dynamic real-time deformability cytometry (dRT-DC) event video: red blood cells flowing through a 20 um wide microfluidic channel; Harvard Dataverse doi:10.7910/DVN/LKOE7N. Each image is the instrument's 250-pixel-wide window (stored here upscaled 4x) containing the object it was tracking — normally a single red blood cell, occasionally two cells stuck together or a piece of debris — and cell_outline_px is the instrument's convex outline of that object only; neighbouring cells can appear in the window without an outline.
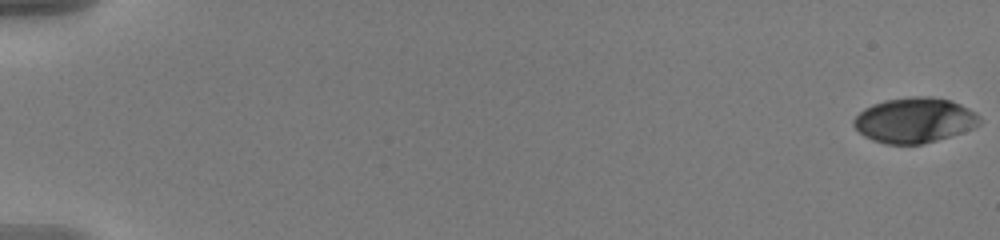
{"species": "human", "species_latin": "Homo sapiens", "temperature_condition": "warm", "stored_images_in_passage": 18, "camera_frame_rate_fps": 3000, "um_per_image_px": 0.085, "donor": {"sex": "male"}, "frame": {"image": 1, "passage_image": 1, "time_ms": 0.0, "image_size_px": [1000, 240], "cell_outline_px": [[984, 120], [980, 124], [972, 128], [924, 144], [884, 144], [872, 140], [864, 136], [852, 124], [852, 120], [864, 108], [872, 104], [884, 100], [908, 96], [932, 96], [952, 100], [976, 112]], "centroid_in_image_um": [77.73, 10.2], "position_along_channel_um": 7.3, "area_um2": 33.41}}
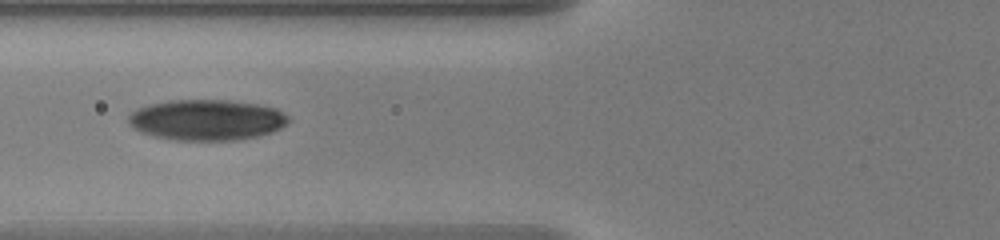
{"frame": {"image": 2, "passage_image": 13, "time_ms": 4.0, "image_size_px": [1000, 240], "cell_outline_px": [[292, 120], [288, 124], [272, 132], [260, 136], [236, 140], [172, 140], [140, 132], [132, 128], [128, 124], [128, 116], [136, 108], [148, 104], [168, 100], [228, 100], [260, 104], [276, 108], [288, 116]], "centroid_in_image_um": [17.58, 10.19], "position_along_channel_um": 108.2, "area_um2": 38.49}}
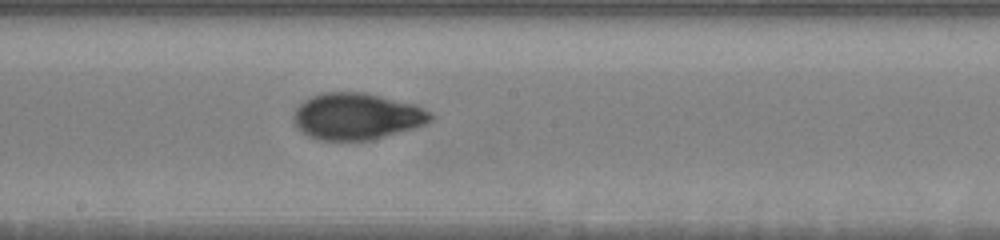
{"frame": {"image": 3, "passage_image": 18, "time_ms": 5.667, "image_size_px": [1000, 240], "cell_outline_px": [[436, 116], [432, 120], [416, 128], [372, 140], [320, 140], [308, 136], [296, 128], [292, 120], [292, 112], [304, 100], [312, 96], [324, 92], [364, 92], [416, 104], [432, 112]], "centroid_in_image_um": [30.33, 9.89], "position_along_channel_um": 217.9, "area_um2": 37.74}}